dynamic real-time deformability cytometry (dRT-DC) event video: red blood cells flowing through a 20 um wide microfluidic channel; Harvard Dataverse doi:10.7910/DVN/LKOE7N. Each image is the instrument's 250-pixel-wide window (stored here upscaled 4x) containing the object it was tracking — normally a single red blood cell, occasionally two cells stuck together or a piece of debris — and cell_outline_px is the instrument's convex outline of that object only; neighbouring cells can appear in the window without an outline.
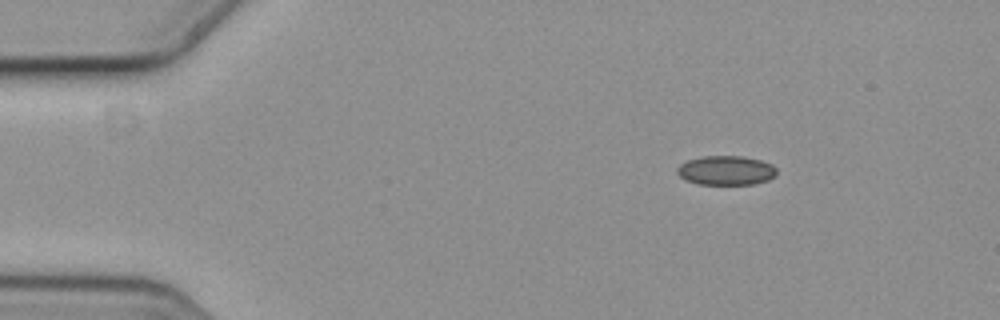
{"species": "common noctule bat (a hibernating species)", "species_latin": "Nyctalus noctula", "temperature_condition": "cold", "stored_images_in_passage": 3, "camera_frame_rate_fps": 3000, "um_per_image_px": 0.085, "animal": {"sex": "female", "body_mass_g": 19.3, "forearm_length_mm": 54.1}, "frame": {"image": 1, "passage_image": 3, "time_ms": 0.667, "image_size_px": [1000, 320], "cell_outline_px": [[776, 176], [768, 180], [752, 184], [700, 184], [688, 180], [680, 176], [676, 172], [676, 168], [680, 164], [688, 160], [700, 156], [744, 156], [760, 160], [772, 164], [776, 168]], "centroid_in_image_um": [61.72, 14.47], "position_along_channel_um": 23.3, "area_um2": 16.99}}